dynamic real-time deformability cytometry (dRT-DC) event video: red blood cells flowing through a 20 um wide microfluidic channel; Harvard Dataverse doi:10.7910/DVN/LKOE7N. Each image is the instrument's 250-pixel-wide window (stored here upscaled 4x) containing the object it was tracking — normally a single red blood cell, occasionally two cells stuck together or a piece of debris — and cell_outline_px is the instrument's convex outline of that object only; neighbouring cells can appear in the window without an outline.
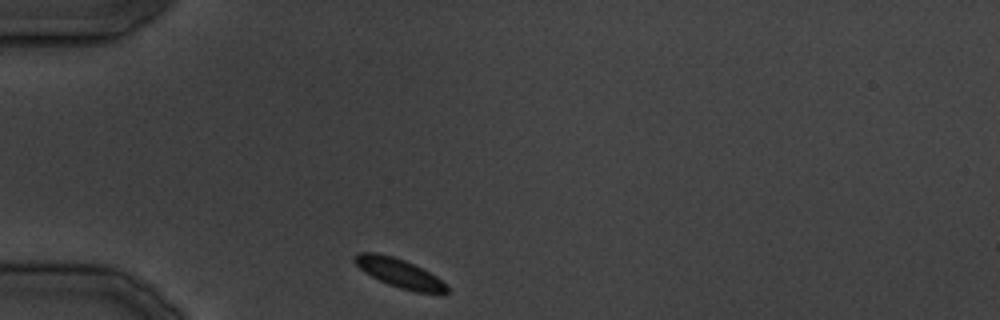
{"species": "common noctule bat (a hibernating species)", "species_latin": "Nyctalus noctula", "temperature_condition": "cold", "stored_images_in_passage": 28, "camera_frame_rate_fps": 3000, "um_per_image_px": 0.085, "animal": {"sex": "male", "body_mass_g": 19.5, "forearm_length_mm": 54.6}, "frame": {"image": 1, "passage_image": 1, "time_ms": 0.0, "image_size_px": [1000, 320], "cell_outline_px": [[448, 292], [444, 296], [416, 292], [400, 288], [388, 284], [364, 272], [352, 260], [352, 256], [356, 252], [376, 252], [392, 256], [404, 260], [436, 276], [448, 288]], "centroid_in_image_um": [33.94, 23.23], "position_along_channel_um": 51.1, "area_um2": 15.66}}
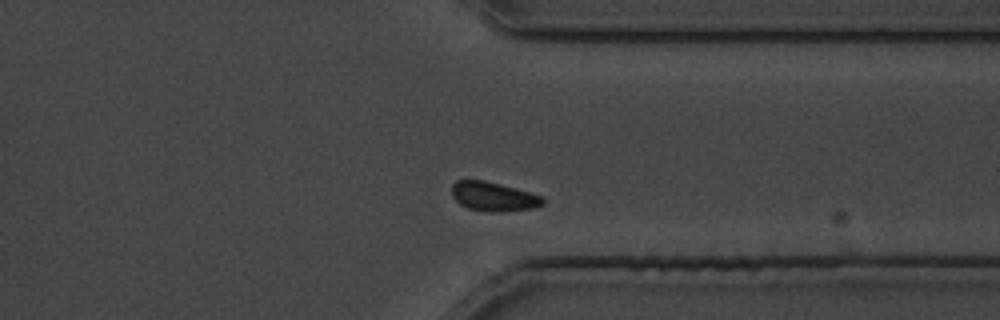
{"frame": {"image": 2, "passage_image": 20, "time_ms": 23.667, "image_size_px": [1000, 320], "cell_outline_px": [[544, 204], [532, 208], [500, 212], [492, 212], [468, 208], [460, 204], [452, 196], [452, 184], [456, 180], [484, 180], [528, 192], [540, 196], [544, 200]], "centroid_in_image_um": [41.9, 16.71], "position_along_channel_um": 369.5, "area_um2": 15.2}}
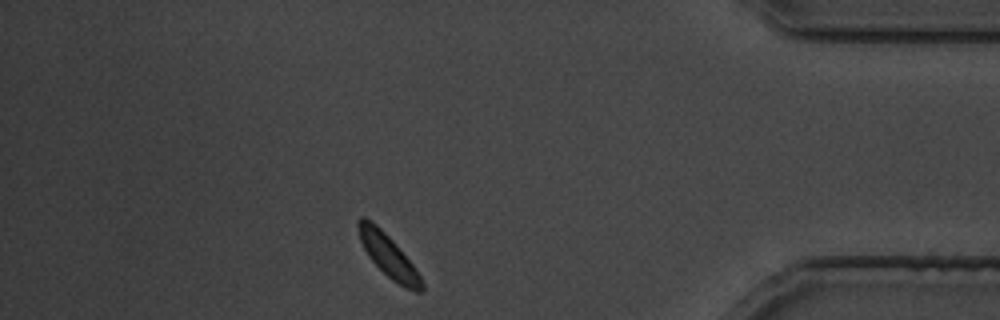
{"frame": {"image": 3, "passage_image": 24, "time_ms": 28.333, "image_size_px": [1000, 320], "cell_outline_px": [[424, 288], [420, 292], [416, 292], [404, 288], [392, 280], [368, 256], [360, 240], [356, 228], [356, 220], [360, 216], [364, 216], [372, 220], [396, 244], [416, 268], [424, 284]], "centroid_in_image_um": [32.99, 21.71], "position_along_channel_um": 402.2, "area_um2": 15.84}}